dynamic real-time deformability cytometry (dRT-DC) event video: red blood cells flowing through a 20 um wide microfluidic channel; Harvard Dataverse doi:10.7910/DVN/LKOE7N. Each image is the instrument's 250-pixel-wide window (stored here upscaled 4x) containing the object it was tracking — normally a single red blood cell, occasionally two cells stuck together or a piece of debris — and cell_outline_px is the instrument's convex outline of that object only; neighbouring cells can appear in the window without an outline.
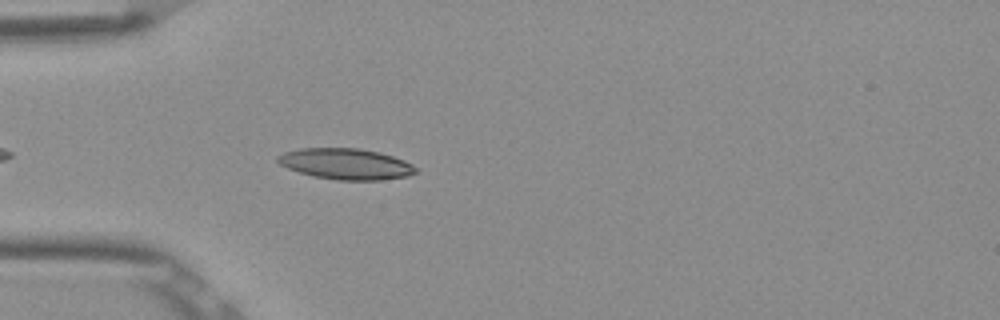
{"species": "Egyptian fruit bat (a non-hibernating species)", "species_latin": "Rousettus aegyptiacus", "temperature_condition": "room temperature", "stored_images_in_passage": 3, "camera_frame_rate_fps": 3000, "um_per_image_px": 0.085, "frame": {"image": 1, "passage_image": 3, "time_ms": 0.667, "image_size_px": [1000, 320], "cell_outline_px": [[416, 172], [408, 176], [380, 180], [336, 180], [312, 176], [288, 168], [280, 164], [276, 160], [276, 156], [284, 152], [300, 148], [360, 148], [380, 152], [404, 160], [412, 164], [416, 168]], "centroid_in_image_um": [29.39, 13.93], "position_along_channel_um": 55.6, "area_um2": 24.97}}